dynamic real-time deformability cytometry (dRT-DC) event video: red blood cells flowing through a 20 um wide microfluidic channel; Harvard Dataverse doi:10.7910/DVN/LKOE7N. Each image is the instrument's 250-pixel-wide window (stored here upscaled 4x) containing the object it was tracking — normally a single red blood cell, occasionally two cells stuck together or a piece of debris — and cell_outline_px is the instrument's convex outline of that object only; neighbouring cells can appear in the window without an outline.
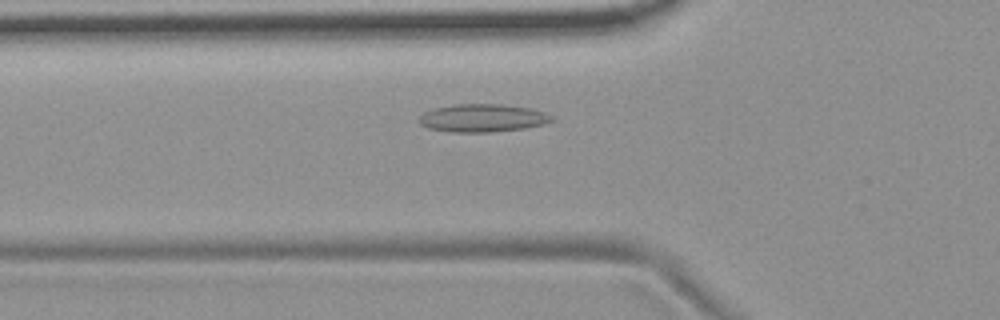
{"species": "common noctule bat (a hibernating species)", "species_latin": "Nyctalus noctula", "temperature_condition": "room temperature", "stored_images_in_passage": 50, "camera_frame_rate_fps": 3000, "um_per_image_px": 0.085, "animal": {"sex": "female", "body_mass_g": 19.9}, "frame": {"image": 1, "passage_image": 14, "time_ms": 4.333, "image_size_px": [1000, 320], "cell_outline_px": [[556, 120], [544, 124], [524, 128], [492, 132], [448, 132], [428, 128], [420, 124], [416, 120], [424, 112], [436, 108], [452, 104], [500, 104], [532, 108], [544, 112], [552, 116]], "centroid_in_image_um": [41.01, 10.03], "position_along_channel_um": 84.8, "area_um2": 21.79}}
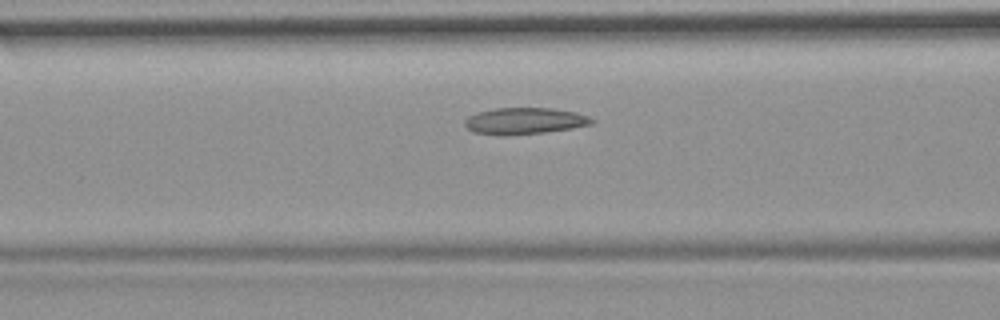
{"frame": {"image": 2, "passage_image": 17, "time_ms": 5.333, "image_size_px": [1000, 320], "cell_outline_px": [[596, 120], [592, 124], [572, 128], [544, 132], [508, 136], [504, 136], [472, 132], [464, 124], [464, 120], [468, 116], [476, 112], [496, 108], [552, 108], [576, 112], [588, 116]], "centroid_in_image_um": [44.57, 10.28], "position_along_channel_um": 122.0, "area_um2": 19.83}}
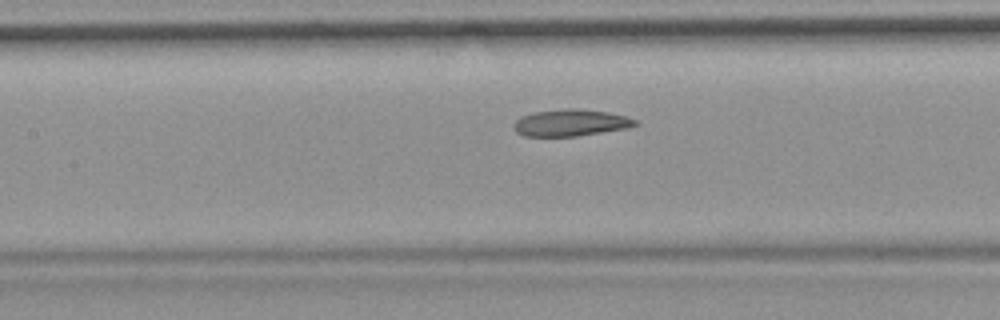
{"frame": {"image": 3, "passage_image": 20, "time_ms": 6.333, "image_size_px": [1000, 320], "cell_outline_px": [[640, 124], [628, 128], [576, 136], [524, 136], [516, 132], [512, 124], [516, 120], [532, 112], [560, 108], [576, 108], [608, 112], [624, 116], [636, 120]], "centroid_in_image_um": [48.5, 10.43], "position_along_channel_um": 158.9, "area_um2": 19.02}, "authors_computed_cell_mechanics": {"area_um2": 19.7098, "velocity_mm_per_s": 3.6807, "shape_relaxation_time_tau1_ms": null, "shape_relaxation_time_tau2_ms": 2.7729, "deformation_change_tau1": null, "deformation_change_tau2": 0.0985}}